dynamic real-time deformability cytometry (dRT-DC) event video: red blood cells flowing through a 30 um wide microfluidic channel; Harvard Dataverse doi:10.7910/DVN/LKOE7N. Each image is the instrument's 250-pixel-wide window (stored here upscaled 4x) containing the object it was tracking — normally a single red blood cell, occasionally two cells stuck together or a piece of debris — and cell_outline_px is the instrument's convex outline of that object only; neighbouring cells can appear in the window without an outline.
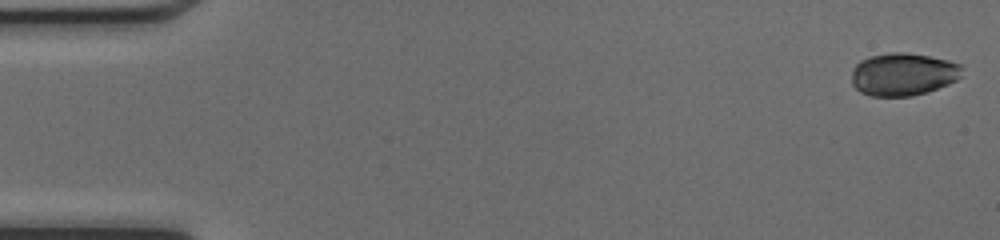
{"species": "common noctule bat (a hibernating species)", "species_latin": "Nyctalus noctula", "temperature_condition": "cold", "stored_images_in_passage": 7, "camera_frame_rate_fps": 3000, "um_per_image_px": 0.085, "animal": {"sex": "female", "body_mass_g": 17.0, "forearm_length_mm": 48.0}, "frame": {"image": 1, "passage_image": 1, "time_ms": 0.0, "image_size_px": [1000, 240], "cell_outline_px": [[964, 68], [960, 76], [956, 80], [948, 84], [928, 92], [912, 96], [872, 96], [860, 92], [852, 84], [852, 68], [860, 60], [868, 56], [888, 52], [904, 52], [928, 56], [948, 60], [964, 64]], "centroid_in_image_um": [76.77, 6.3], "position_along_channel_um": 8.2, "area_um2": 27.86}}